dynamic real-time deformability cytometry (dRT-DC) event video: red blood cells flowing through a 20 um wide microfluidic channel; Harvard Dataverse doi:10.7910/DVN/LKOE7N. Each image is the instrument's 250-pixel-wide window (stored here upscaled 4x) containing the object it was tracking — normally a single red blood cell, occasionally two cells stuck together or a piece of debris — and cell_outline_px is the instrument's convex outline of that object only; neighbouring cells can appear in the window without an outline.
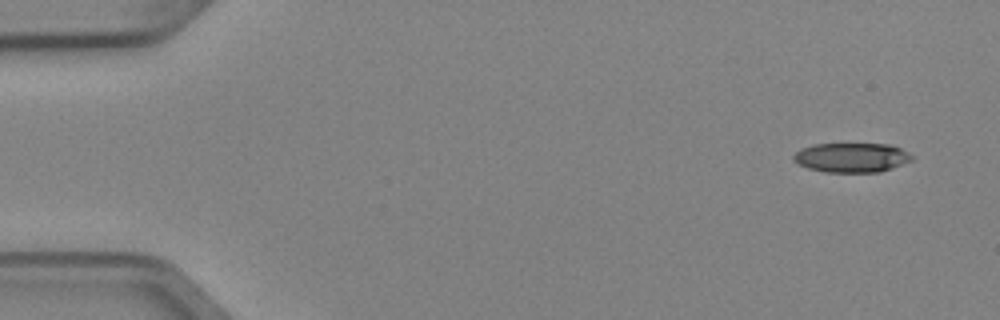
{"species": "Egyptian fruit bat (a non-hibernating species)", "species_latin": "Rousettus aegyptiacus", "temperature_condition": "cold", "stored_images_in_passage": 5, "camera_frame_rate_fps": 3000, "um_per_image_px": 0.085, "animal": {"sex": "female"}, "frame": {"image": 1, "passage_image": 1, "time_ms": 0.0, "image_size_px": [1000, 320], "cell_outline_px": [[912, 160], [892, 168], [880, 172], [824, 172], [808, 168], [792, 160], [792, 156], [800, 148], [812, 144], [892, 144], [908, 152], [912, 156]], "centroid_in_image_um": [72.36, 13.39], "position_along_channel_um": 12.6, "area_um2": 20.4}}